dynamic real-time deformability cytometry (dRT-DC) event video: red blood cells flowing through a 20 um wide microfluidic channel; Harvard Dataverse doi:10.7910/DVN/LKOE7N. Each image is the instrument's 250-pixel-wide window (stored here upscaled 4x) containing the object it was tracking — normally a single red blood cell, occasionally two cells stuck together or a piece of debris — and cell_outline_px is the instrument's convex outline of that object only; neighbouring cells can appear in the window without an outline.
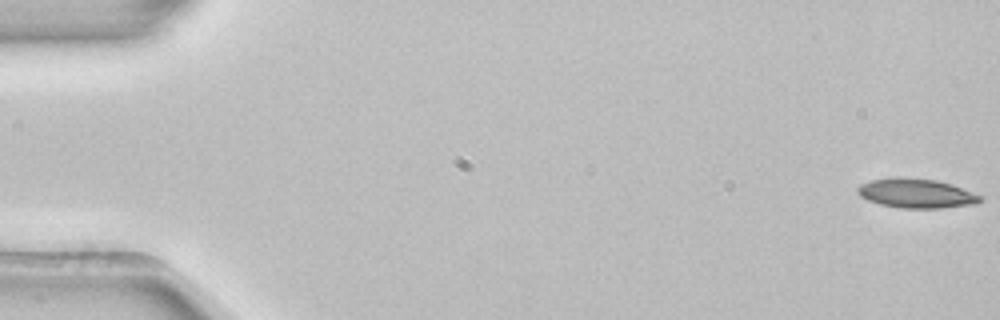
{"species": "common noctule bat (a hibernating species)", "species_latin": "Nyctalus noctula", "temperature_condition": "room temperature", "stored_images_in_passage": 53, "camera_frame_rate_fps": 3000, "um_per_image_px": 0.085, "animal": {"sex": "female", "body_mass_g": 22.7, "forearm_length_mm": 54.2}, "frame": {"image": 1, "passage_image": 1, "time_ms": 0.0, "image_size_px": [1000, 320], "cell_outline_px": [[984, 200], [976, 204], [940, 208], [900, 208], [880, 204], [868, 200], [860, 196], [856, 188], [860, 184], [872, 180], [900, 176], [936, 180], [952, 184], [984, 196]], "centroid_in_image_um": [77.92, 16.43], "position_along_channel_um": 7.1, "area_um2": 21.21}}
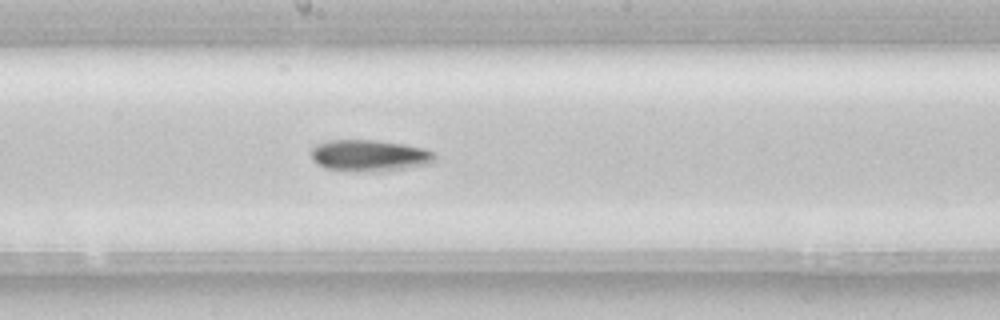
{"frame": {"image": 2, "passage_image": 29, "time_ms": 9.333, "image_size_px": [1000, 320], "cell_outline_px": [[436, 160], [432, 164], [404, 168], [372, 172], [368, 172], [324, 168], [316, 164], [312, 160], [312, 148], [316, 144], [328, 140], [376, 140], [404, 144], [424, 148], [432, 152], [436, 156]], "centroid_in_image_um": [31.41, 13.22], "position_along_channel_um": 216.8, "area_um2": 22.83}}
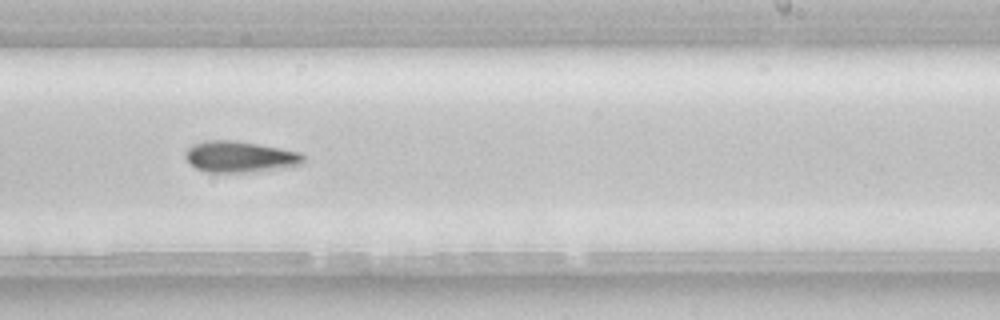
{"frame": {"image": 3, "passage_image": 33, "time_ms": 10.667, "image_size_px": [1000, 320], "cell_outline_px": [[304, 164], [244, 172], [204, 172], [188, 164], [184, 156], [184, 152], [192, 144], [204, 140], [232, 140], [256, 144], [300, 152], [304, 156]], "centroid_in_image_um": [20.29, 13.31], "position_along_channel_um": 268.7, "area_um2": 21.27}}